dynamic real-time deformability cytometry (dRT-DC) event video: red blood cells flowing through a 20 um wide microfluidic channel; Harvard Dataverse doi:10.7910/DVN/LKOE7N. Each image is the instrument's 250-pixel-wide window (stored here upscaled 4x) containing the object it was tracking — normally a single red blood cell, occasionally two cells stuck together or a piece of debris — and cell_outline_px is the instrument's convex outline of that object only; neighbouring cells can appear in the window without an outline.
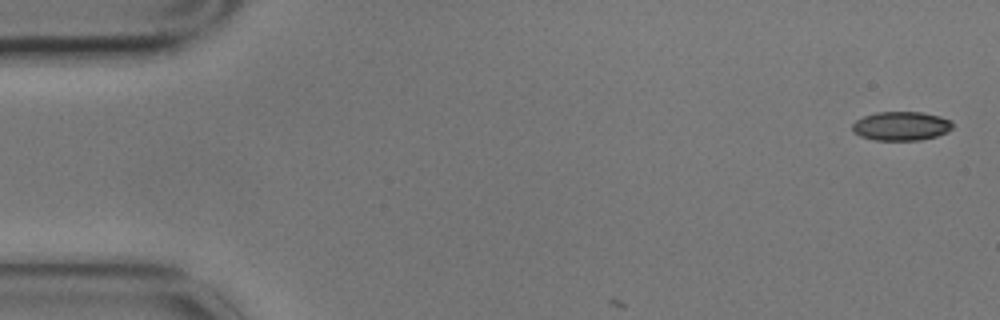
{"species": "common noctule bat (a hibernating species)", "species_latin": "Nyctalus noctula", "temperature_condition": "cold", "stored_images_in_passage": 3, "camera_frame_rate_fps": 3000, "um_per_image_px": 0.085, "animal": {"sex": "male", "body_mass_g": 17.9}, "frame": {"image": 1, "passage_image": 1, "time_ms": 0.0, "image_size_px": [1000, 320], "cell_outline_px": [[952, 128], [948, 132], [936, 136], [920, 140], [876, 140], [860, 136], [852, 132], [852, 124], [856, 120], [864, 116], [876, 112], [920, 112], [940, 116], [952, 120]], "centroid_in_image_um": [76.6, 10.71], "position_along_channel_um": 8.4, "area_um2": 16.99}}